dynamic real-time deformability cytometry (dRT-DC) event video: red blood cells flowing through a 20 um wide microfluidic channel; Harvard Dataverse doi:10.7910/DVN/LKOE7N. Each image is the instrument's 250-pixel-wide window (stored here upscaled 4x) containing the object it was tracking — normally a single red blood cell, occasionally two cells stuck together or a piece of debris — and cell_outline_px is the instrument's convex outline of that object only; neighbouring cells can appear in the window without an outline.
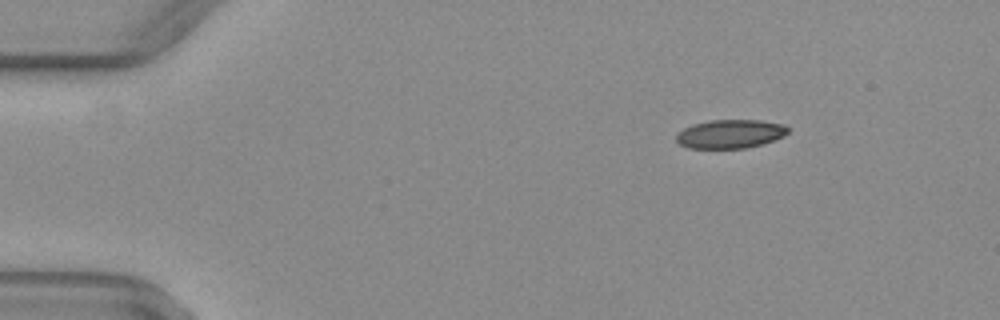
{"species": "common noctule bat (a hibernating species)", "species_latin": "Nyctalus noctula", "temperature_condition": "warm", "stored_images_in_passage": 45, "camera_frame_rate_fps": 3000, "um_per_image_px": 0.085, "animal": {"sex": "female", "body_mass_g": 29.2, "forearm_length_mm": 56.3}, "frame": {"image": 1, "passage_image": 1, "time_ms": 0.0, "image_size_px": [1000, 320], "cell_outline_px": [[788, 132], [784, 136], [764, 144], [744, 148], [688, 148], [680, 144], [676, 140], [676, 136], [684, 128], [692, 124], [708, 120], [760, 120], [784, 124], [788, 128]], "centroid_in_image_um": [62.09, 11.38], "position_along_channel_um": 22.9, "area_um2": 18.73}}
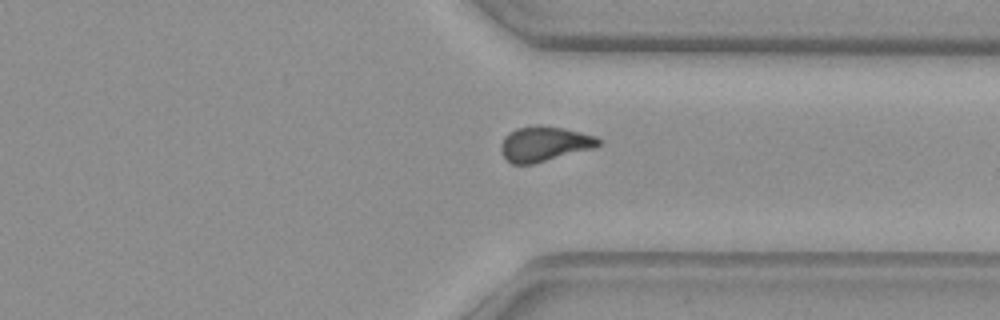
{"frame": {"image": 2, "passage_image": 33, "time_ms": 10.667, "image_size_px": [1000, 320], "cell_outline_px": [[600, 144], [592, 148], [532, 164], [512, 164], [504, 156], [500, 148], [504, 136], [508, 132], [516, 128], [536, 124], [540, 124], [564, 128], [596, 136], [600, 140]], "centroid_in_image_um": [46.23, 12.2], "position_along_channel_um": 365.2, "area_um2": 19.77}}
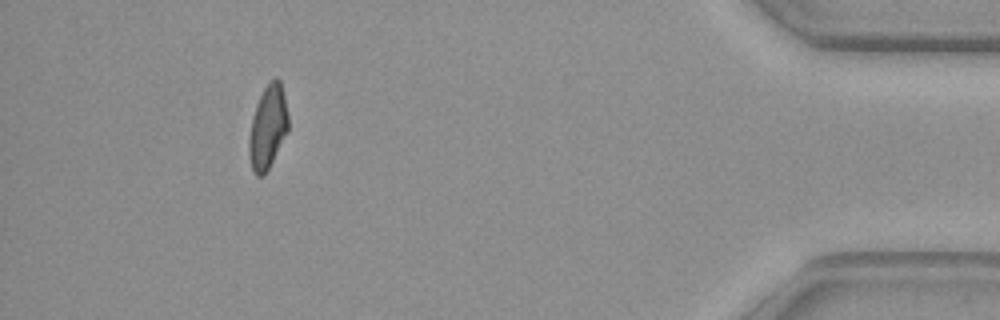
{"frame": {"image": 3, "passage_image": 41, "time_ms": 13.333, "image_size_px": [1000, 320], "cell_outline_px": [[288, 132], [268, 168], [260, 176], [256, 176], [252, 172], [248, 156], [248, 140], [252, 120], [256, 104], [264, 88], [276, 76], [280, 80], [284, 96], [288, 116]], "centroid_in_image_um": [22.75, 10.83], "position_along_channel_um": 412.5, "area_um2": 18.96}, "authors_computed_cell_mechanics": {"area_um2": 19.8254, "velocity_mm_per_s": 4.0612, "shape_relaxation_time_tau1_ms": null, "shape_relaxation_time_tau2_ms": 2.8431, "deformation_change_tau1": null, "deformation_change_tau2": 0.0885}}